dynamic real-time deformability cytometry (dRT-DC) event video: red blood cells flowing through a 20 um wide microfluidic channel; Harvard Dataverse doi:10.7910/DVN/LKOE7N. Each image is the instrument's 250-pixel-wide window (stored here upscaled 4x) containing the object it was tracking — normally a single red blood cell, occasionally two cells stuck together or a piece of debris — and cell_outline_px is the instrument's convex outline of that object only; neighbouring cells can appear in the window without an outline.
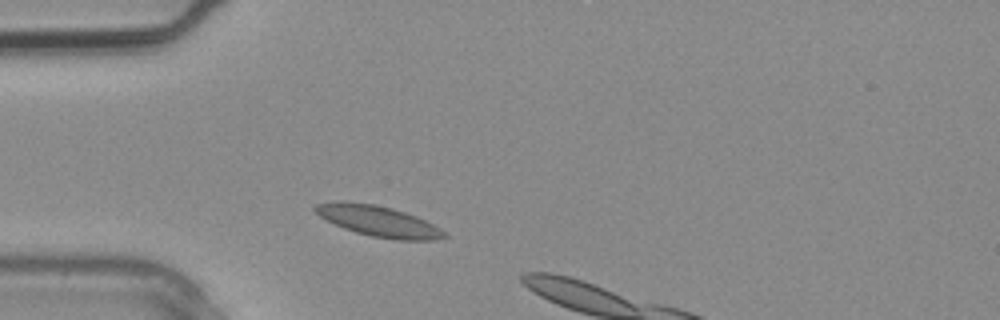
{"species": "common noctule bat (a hibernating species)", "species_latin": "Nyctalus noctula", "temperature_condition": "warm", "stored_images_in_passage": 3, "camera_frame_rate_fps": 3000, "um_per_image_px": 0.085, "animal": {"sex": "male", "body_mass_g": 20.4}, "frame": {"image": 1, "passage_image": 2, "time_ms": 0.333, "image_size_px": [1000, 320], "cell_outline_px": [[448, 236], [436, 240], [396, 240], [372, 236], [356, 232], [344, 228], [320, 216], [312, 208], [316, 204], [340, 200], [344, 200], [376, 204], [392, 208], [416, 216], [448, 232]], "centroid_in_image_um": [32.18, 18.78], "position_along_channel_um": 52.8, "area_um2": 23.18}}